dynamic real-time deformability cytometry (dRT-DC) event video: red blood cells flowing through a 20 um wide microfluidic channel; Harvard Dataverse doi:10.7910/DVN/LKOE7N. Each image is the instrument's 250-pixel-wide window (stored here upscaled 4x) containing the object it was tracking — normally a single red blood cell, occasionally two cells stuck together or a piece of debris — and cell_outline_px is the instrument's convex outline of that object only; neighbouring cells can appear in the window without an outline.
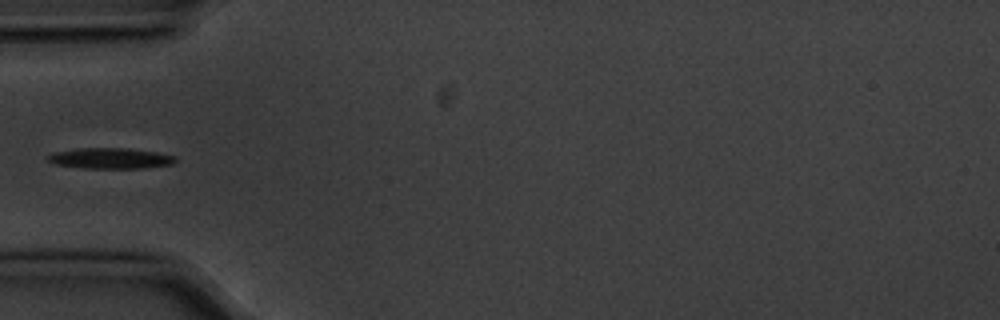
{"species": "common noctule bat (a hibernating species)", "species_latin": "Nyctalus noctula", "temperature_condition": "cold", "stored_images_in_passage": 7, "camera_frame_rate_fps": 3000, "um_per_image_px": 0.085, "animal": {"sex": "male", "body_mass_g": 20.1, "forearm_length_mm": 53.5}, "frame": {"image": 1, "passage_image": 5, "time_ms": 1.333, "image_size_px": [1000, 320], "cell_outline_px": [[176, 160], [172, 164], [144, 168], [84, 168], [56, 164], [48, 160], [48, 156], [52, 152], [76, 148], [128, 148], [156, 152], [176, 156]], "centroid_in_image_um": [9.38, 13.45], "position_along_channel_um": 75.6, "area_um2": 15.37}}